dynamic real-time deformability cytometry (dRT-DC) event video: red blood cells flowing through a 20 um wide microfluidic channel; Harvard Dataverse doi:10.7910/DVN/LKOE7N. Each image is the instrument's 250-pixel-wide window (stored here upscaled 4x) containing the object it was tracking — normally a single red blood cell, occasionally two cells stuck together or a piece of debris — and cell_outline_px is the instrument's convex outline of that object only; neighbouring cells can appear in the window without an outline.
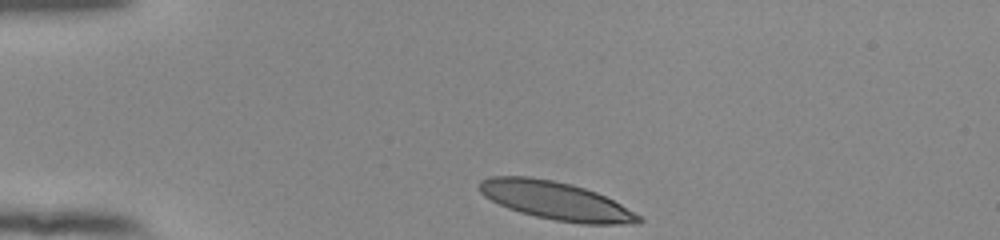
{"species": "human", "species_latin": "Homo sapiens", "temperature_condition": "room temperature", "stored_images_in_passage": 34, "camera_frame_rate_fps": 3000, "um_per_image_px": 0.085, "donor": {"sex": "female"}, "frame": {"image": 1, "passage_image": 1, "time_ms": 0.0, "image_size_px": [1000, 240], "cell_outline_px": [[644, 220], [640, 224], [580, 224], [556, 220], [536, 216], [520, 212], [508, 208], [484, 196], [480, 192], [480, 180], [492, 176], [528, 176], [552, 180], [572, 184], [596, 192], [620, 204], [640, 216]], "centroid_in_image_um": [47.26, 17.06], "position_along_channel_um": 37.7, "area_um2": 35.14}}
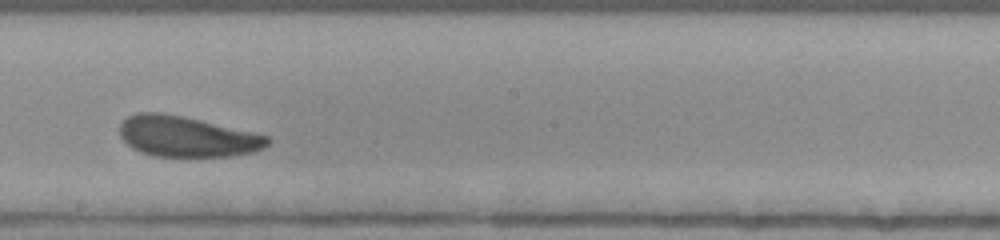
{"frame": {"image": 2, "passage_image": 20, "time_ms": 6.333, "image_size_px": [1000, 240], "cell_outline_px": [[272, 140], [264, 148], [252, 152], [232, 156], [156, 156], [140, 152], [132, 148], [120, 136], [120, 124], [128, 116], [136, 112], [160, 112], [200, 120], [252, 132], [268, 136]], "centroid_in_image_um": [15.87, 11.61], "position_along_channel_um": 232.3, "area_um2": 34.74}}
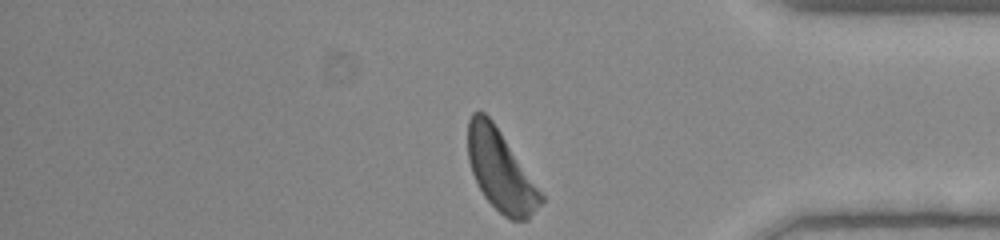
{"frame": {"image": 3, "passage_image": 34, "time_ms": 11.0, "image_size_px": [1000, 240], "cell_outline_px": [[544, 200], [528, 220], [512, 220], [504, 216], [484, 196], [472, 172], [468, 160], [468, 120], [472, 112], [484, 112], [492, 120], [544, 196]], "centroid_in_image_um": [42.54, 14.51], "position_along_channel_um": 392.7, "area_um2": 33.7}, "authors_computed_cell_mechanics": {"area_um2": 35.5759, "velocity_mm_per_s": 3.8297, "shape_relaxation_time_tau1_ms": 2.5213, "shape_relaxation_time_tau2_ms": 2.3483, "deformation_change_tau1": 0.1236, "deformation_change_tau2": 0.107}}